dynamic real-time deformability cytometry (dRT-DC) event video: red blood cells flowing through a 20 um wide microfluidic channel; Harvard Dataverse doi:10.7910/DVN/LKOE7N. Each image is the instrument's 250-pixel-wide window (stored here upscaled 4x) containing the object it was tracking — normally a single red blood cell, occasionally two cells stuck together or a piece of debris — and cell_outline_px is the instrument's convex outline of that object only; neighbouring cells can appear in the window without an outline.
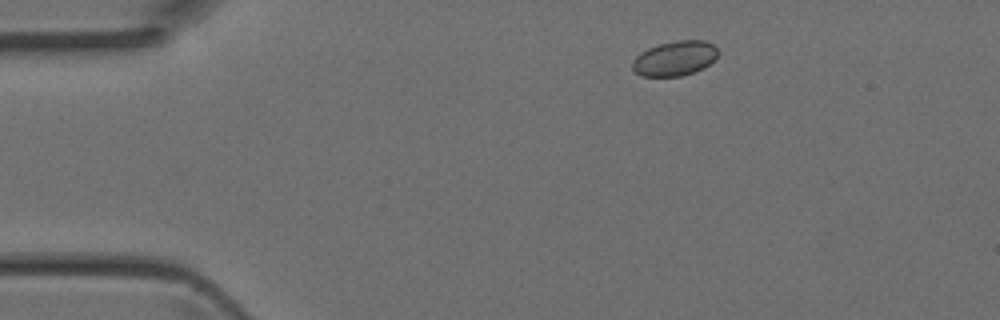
{"species": "Egyptian fruit bat (a non-hibernating species)", "species_latin": "Rousettus aegyptiacus", "temperature_condition": "room temperature", "stored_images_in_passage": 2, "camera_frame_rate_fps": 3000, "um_per_image_px": 0.085, "animal": {"sex": "female"}, "frame": {"image": 1, "passage_image": 1, "time_ms": 0.0, "image_size_px": [1000, 320], "cell_outline_px": [[720, 52], [704, 68], [680, 76], [640, 76], [632, 68], [632, 60], [640, 52], [648, 48], [660, 44], [676, 40], [704, 40], [712, 44]], "centroid_in_image_um": [57.33, 4.95], "position_along_channel_um": 27.7, "area_um2": 17.28}}